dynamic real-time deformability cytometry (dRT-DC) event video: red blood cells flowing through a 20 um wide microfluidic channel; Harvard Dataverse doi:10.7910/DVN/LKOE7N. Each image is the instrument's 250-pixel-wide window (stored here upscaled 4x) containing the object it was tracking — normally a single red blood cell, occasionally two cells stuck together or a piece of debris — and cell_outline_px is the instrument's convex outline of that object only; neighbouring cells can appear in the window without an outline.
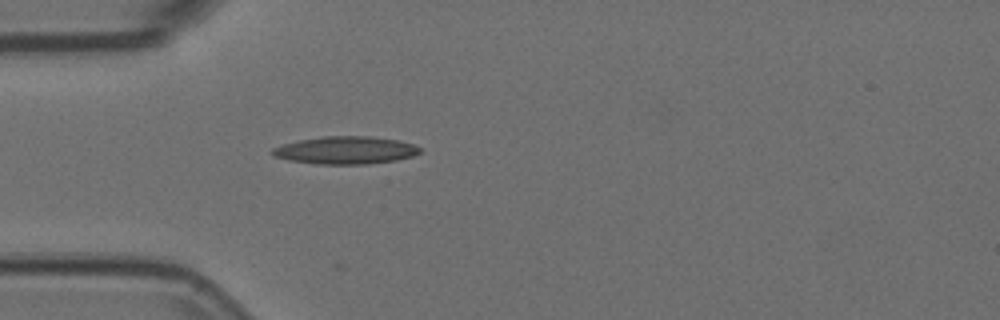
{"species": "Egyptian fruit bat (a non-hibernating species)", "species_latin": "Rousettus aegyptiacus", "temperature_condition": "room temperature", "stored_images_in_passage": 2, "camera_frame_rate_fps": 3000, "um_per_image_px": 0.085, "animal": {"sex": "female"}, "frame": {"image": 1, "passage_image": 2, "time_ms": 0.333, "image_size_px": [1000, 320], "cell_outline_px": [[420, 152], [412, 156], [396, 160], [368, 164], [316, 164], [288, 160], [272, 156], [272, 148], [284, 144], [300, 140], [324, 136], [368, 136], [396, 140], [412, 144], [420, 148]], "centroid_in_image_um": [29.34, 12.78], "position_along_channel_um": 55.7, "area_um2": 23.58}}